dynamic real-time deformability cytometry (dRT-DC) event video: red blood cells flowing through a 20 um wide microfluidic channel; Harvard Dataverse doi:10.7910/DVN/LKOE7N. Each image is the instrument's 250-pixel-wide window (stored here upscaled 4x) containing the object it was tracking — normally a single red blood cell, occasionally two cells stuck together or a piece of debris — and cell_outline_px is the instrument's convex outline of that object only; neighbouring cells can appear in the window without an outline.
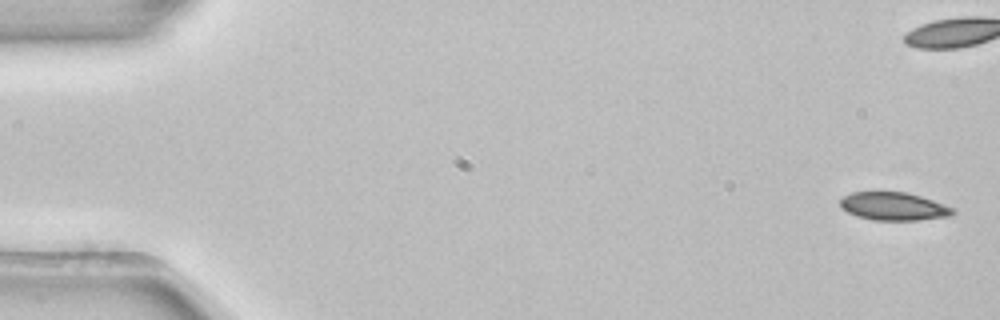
{"species": "common noctule bat (a hibernating species)", "species_latin": "Nyctalus noctula", "temperature_condition": "room temperature", "stored_images_in_passage": 6, "camera_frame_rate_fps": 3000, "um_per_image_px": 0.085, "animal": {"sex": "female", "body_mass_g": 22.7, "forearm_length_mm": 54.2}, "frame": {"image": 1, "passage_image": 1, "time_ms": 0.0, "image_size_px": [1000, 320], "cell_outline_px": [[956, 212], [952, 216], [920, 220], [872, 220], [856, 216], [840, 208], [840, 196], [852, 192], [908, 192], [956, 208]], "centroid_in_image_um": [75.96, 17.54], "position_along_channel_um": 9.0, "area_um2": 18.73}}